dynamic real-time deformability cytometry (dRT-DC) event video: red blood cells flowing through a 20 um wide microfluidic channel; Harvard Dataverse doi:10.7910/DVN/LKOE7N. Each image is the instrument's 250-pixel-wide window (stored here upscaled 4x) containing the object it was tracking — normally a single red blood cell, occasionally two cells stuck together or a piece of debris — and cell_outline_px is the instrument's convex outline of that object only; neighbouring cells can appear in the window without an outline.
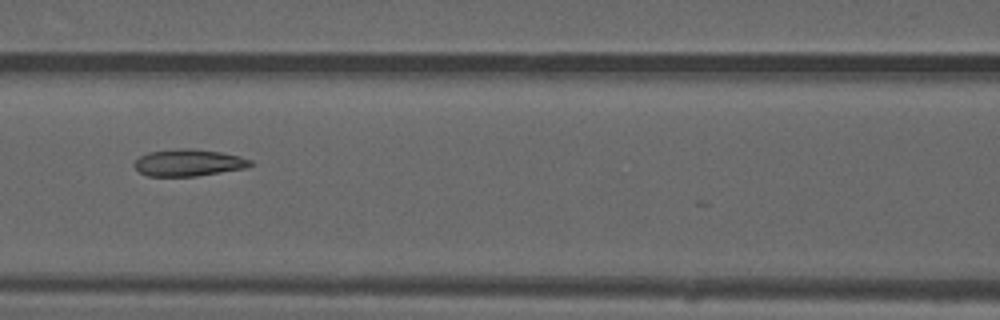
{"species": "common noctule bat (a hibernating species)", "species_latin": "Nyctalus noctula", "temperature_condition": "warm", "stored_images_in_passage": 18, "camera_frame_rate_fps": 3000, "um_per_image_px": 0.085, "animal": {"sex": "male", "forearm_length_mm": 52.5}, "frame": {"image": 1, "passage_image": 15, "time_ms": 4.667, "image_size_px": [1000, 320], "cell_outline_px": [[256, 164], [248, 168], [196, 176], [148, 176], [140, 172], [132, 164], [140, 156], [148, 152], [180, 148], [192, 148], [220, 152], [240, 156], [252, 160]], "centroid_in_image_um": [16.07, 13.83], "position_along_channel_um": 150.5, "area_um2": 18.38}}